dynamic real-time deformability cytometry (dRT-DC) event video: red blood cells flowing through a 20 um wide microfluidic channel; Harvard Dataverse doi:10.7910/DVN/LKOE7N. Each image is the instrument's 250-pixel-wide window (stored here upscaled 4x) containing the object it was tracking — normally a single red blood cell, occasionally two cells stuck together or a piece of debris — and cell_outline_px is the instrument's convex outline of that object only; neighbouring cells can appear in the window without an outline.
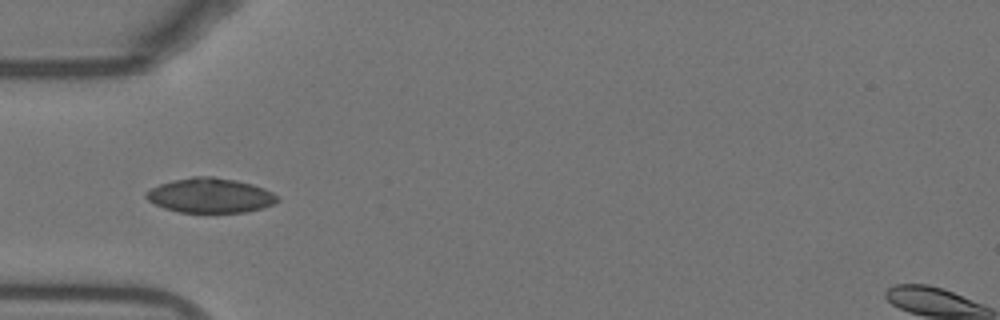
{"species": "Egyptian fruit bat (a non-hibernating species)", "species_latin": "Rousettus aegyptiacus", "temperature_condition": "warm", "stored_images_in_passage": 7, "camera_frame_rate_fps": 3000, "um_per_image_px": 0.085, "animal": {"sex": "female"}, "frame": {"image": 1, "passage_image": 2, "time_ms": 0.333, "image_size_px": [1000, 320], "cell_outline_px": [[280, 200], [264, 208], [244, 212], [180, 212], [164, 208], [148, 200], [144, 196], [152, 188], [160, 184], [192, 176], [212, 176], [236, 180], [252, 184], [264, 188], [280, 196]], "centroid_in_image_um": [17.92, 16.61], "position_along_channel_um": 67.1, "area_um2": 26.41}}